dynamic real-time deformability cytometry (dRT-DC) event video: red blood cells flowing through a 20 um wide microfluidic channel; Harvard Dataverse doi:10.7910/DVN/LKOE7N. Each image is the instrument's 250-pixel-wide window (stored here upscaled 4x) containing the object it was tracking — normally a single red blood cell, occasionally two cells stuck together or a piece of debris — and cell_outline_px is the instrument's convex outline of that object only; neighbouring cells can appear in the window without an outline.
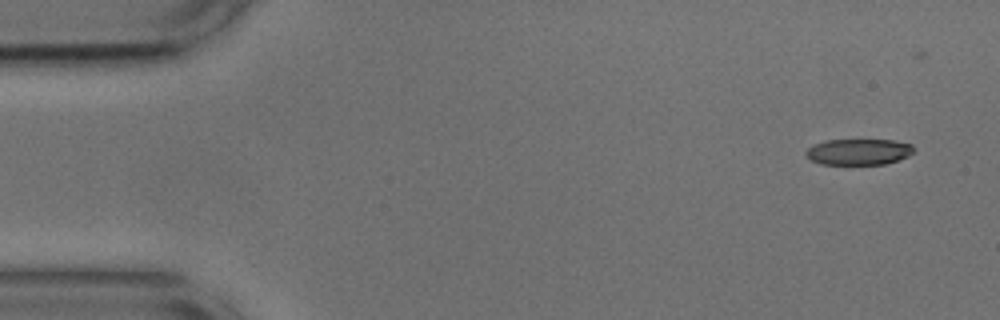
{"species": "common noctule bat (a hibernating species)", "species_latin": "Nyctalus noctula", "temperature_condition": "cold", "stored_images_in_passage": 45, "camera_frame_rate_fps": 3000, "um_per_image_px": 0.085, "animal": {"sex": "male", "body_mass_g": 17.9, "forearm_length_mm": 54.2}, "frame": {"image": 1, "passage_image": 1, "time_ms": 0.0, "image_size_px": [1000, 320], "cell_outline_px": [[912, 152], [908, 156], [884, 164], [820, 164], [812, 160], [804, 152], [808, 148], [816, 144], [828, 140], [892, 140], [912, 144]], "centroid_in_image_um": [72.97, 12.9], "position_along_channel_um": 12.0, "area_um2": 16.07}}
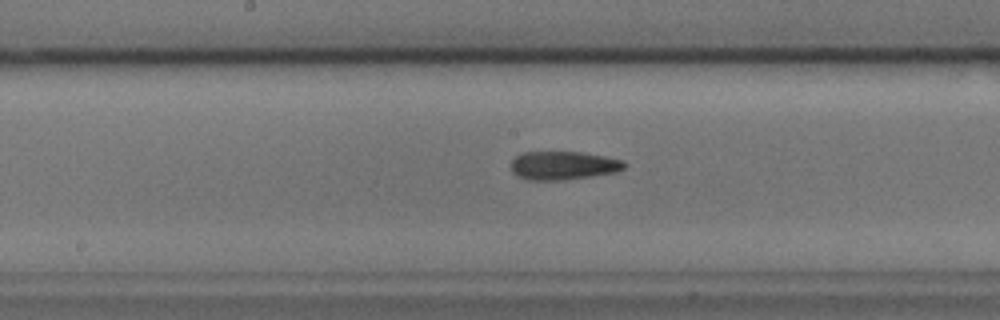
{"frame": {"image": 2, "passage_image": 25, "time_ms": 8.0, "image_size_px": [1000, 320], "cell_outline_px": [[624, 168], [616, 172], [592, 176], [564, 180], [528, 180], [516, 176], [512, 172], [512, 160], [520, 152], [584, 152], [624, 160]], "centroid_in_image_um": [47.86, 14.07], "position_along_channel_um": 200.3, "area_um2": 18.9}}
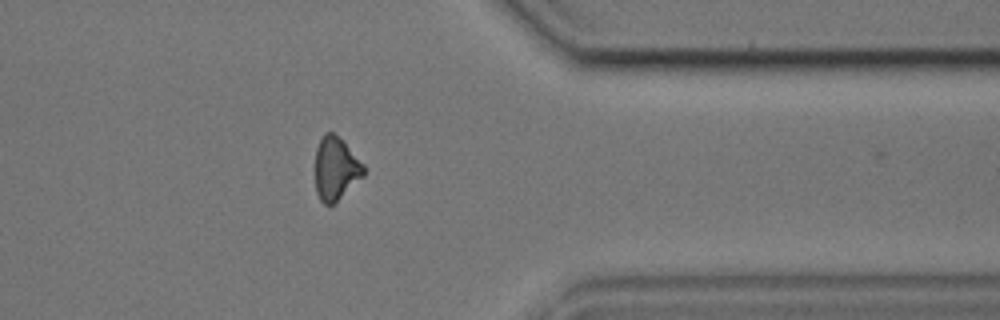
{"frame": {"image": 3, "passage_image": 41, "time_ms": 13.333, "image_size_px": [1000, 320], "cell_outline_px": [[364, 176], [332, 204], [324, 204], [320, 200], [316, 192], [316, 148], [324, 132], [332, 132], [364, 164]], "centroid_in_image_um": [28.52, 14.34], "position_along_channel_um": 382.9, "area_um2": 17.28}, "authors_computed_cell_mechanics": {"area_um2": 18.496, "velocity_mm_per_s": 3.6813, "shape_relaxation_time_tau1_ms": null, "shape_relaxation_time_tau2_ms": 2.8198, "deformation_change_tau1": null, "deformation_change_tau2": 0.1158}}